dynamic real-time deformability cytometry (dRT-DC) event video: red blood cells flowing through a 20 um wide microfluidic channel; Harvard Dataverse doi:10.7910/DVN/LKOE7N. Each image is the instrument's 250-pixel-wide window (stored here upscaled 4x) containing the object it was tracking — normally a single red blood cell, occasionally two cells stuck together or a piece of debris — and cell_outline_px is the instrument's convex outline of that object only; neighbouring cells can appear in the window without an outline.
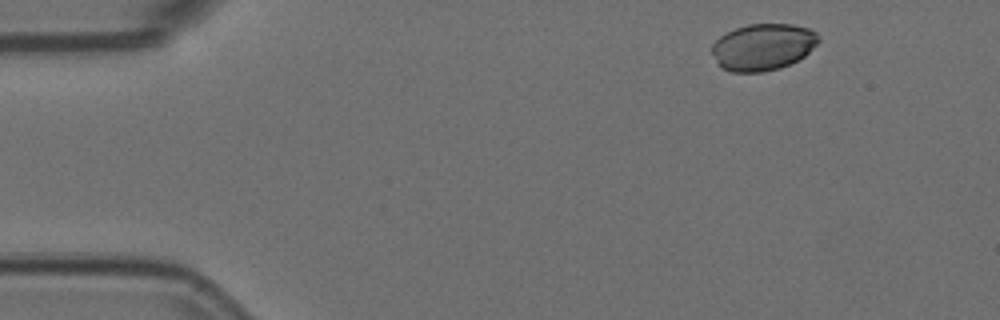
{"species": "Egyptian fruit bat (a non-hibernating species)", "species_latin": "Rousettus aegyptiacus", "temperature_condition": "room temperature", "stored_images_in_passage": 12, "camera_frame_rate_fps": 3000, "um_per_image_px": 0.085, "animal": {"sex": "female"}, "frame": {"image": 1, "passage_image": 1, "time_ms": 0.0, "image_size_px": [1000, 320], "cell_outline_px": [[820, 40], [804, 56], [780, 68], [760, 72], [732, 72], [720, 68], [712, 52], [712, 44], [720, 36], [736, 28], [748, 24], [792, 24], [808, 28], [816, 32], [820, 36]], "centroid_in_image_um": [64.84, 3.99], "position_along_channel_um": 20.2, "area_um2": 28.9}}
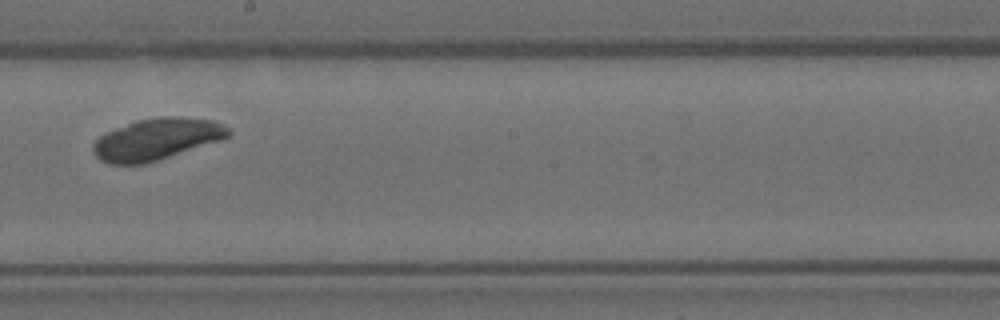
{"frame": {"image": 2, "passage_image": 7, "time_ms": 2.0, "image_size_px": [1000, 320], "cell_outline_px": [[232, 132], [228, 136], [220, 140], [144, 164], [108, 164], [100, 160], [92, 152], [92, 144], [100, 136], [116, 128], [136, 120], [160, 116], [176, 116], [212, 120], [232, 128]], "centroid_in_image_um": [13.31, 11.82], "position_along_channel_um": 234.9, "area_um2": 32.6}}
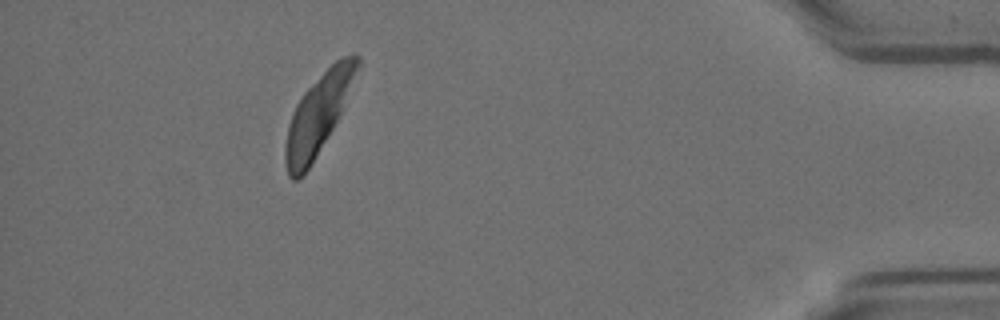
{"frame": {"image": 3, "passage_image": 12, "time_ms": 3.667, "image_size_px": [1000, 320], "cell_outline_px": [[360, 64], [340, 112], [332, 128], [308, 168], [296, 180], [292, 180], [288, 176], [284, 160], [284, 148], [288, 124], [292, 112], [296, 104], [304, 92], [336, 60], [352, 52], [360, 56]], "centroid_in_image_um": [27.0, 9.7], "position_along_channel_um": 408.2, "area_um2": 32.31}}